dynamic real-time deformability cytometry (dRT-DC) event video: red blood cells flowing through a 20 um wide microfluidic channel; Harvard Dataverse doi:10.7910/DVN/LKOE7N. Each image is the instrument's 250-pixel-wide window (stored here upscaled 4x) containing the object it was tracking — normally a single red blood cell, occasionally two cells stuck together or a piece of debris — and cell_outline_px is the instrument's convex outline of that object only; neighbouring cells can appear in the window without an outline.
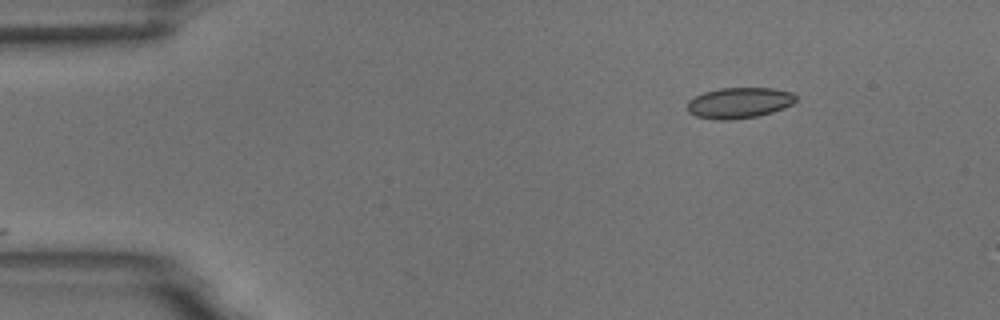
{"species": "common noctule bat (a hibernating species)", "species_latin": "Nyctalus noctula", "temperature_condition": "room temperature", "stored_images_in_passage": 3, "camera_frame_rate_fps": 3000, "um_per_image_px": 0.085, "animal": {"sex": "male", "body_mass_g": 18.8}, "frame": {"image": 1, "passage_image": 3, "time_ms": 2.333, "image_size_px": [1000, 320], "cell_outline_px": [[796, 100], [792, 104], [784, 108], [772, 112], [756, 116], [732, 120], [716, 120], [696, 116], [688, 112], [688, 100], [704, 92], [720, 88], [772, 88], [792, 92], [796, 96]], "centroid_in_image_um": [62.83, 8.74], "position_along_channel_um": 22.2, "area_um2": 19.48}}